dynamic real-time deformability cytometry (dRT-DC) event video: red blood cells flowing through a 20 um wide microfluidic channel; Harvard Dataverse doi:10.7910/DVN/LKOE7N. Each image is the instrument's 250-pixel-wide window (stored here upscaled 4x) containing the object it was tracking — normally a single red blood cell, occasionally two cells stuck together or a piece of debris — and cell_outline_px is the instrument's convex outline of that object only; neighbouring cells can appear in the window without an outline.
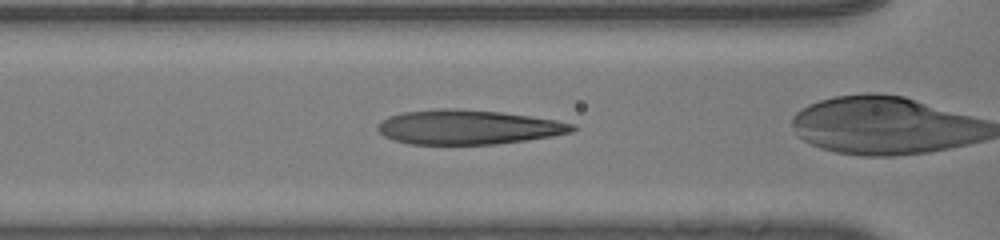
{"species": "human", "species_latin": "Homo sapiens", "temperature_condition": "room temperature", "stored_images_in_passage": 40, "camera_frame_rate_fps": 3000, "um_per_image_px": 0.085, "donor": {"sex": "male"}, "frame": {"image": 1, "passage_image": 20, "time_ms": 6.333, "image_size_px": [1000, 240], "cell_outline_px": [[576, 128], [572, 132], [552, 136], [528, 140], [496, 144], [408, 144], [384, 136], [376, 128], [388, 116], [400, 112], [444, 108], [456, 108], [500, 112], [556, 120], [576, 124]], "centroid_in_image_um": [39.8, 10.8], "position_along_channel_um": 126.8, "area_um2": 39.02}}
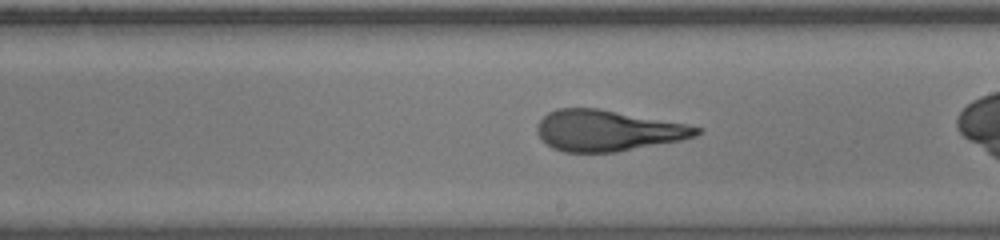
{"frame": {"image": 2, "passage_image": 28, "time_ms": 9.0, "image_size_px": [1000, 240], "cell_outline_px": [[704, 132], [696, 136], [680, 140], [616, 152], [564, 152], [552, 148], [536, 132], [536, 128], [540, 120], [548, 112], [556, 108], [600, 108], [684, 124], [704, 128]], "centroid_in_image_um": [51.65, 11.09], "position_along_channel_um": 237.4, "area_um2": 37.92}}
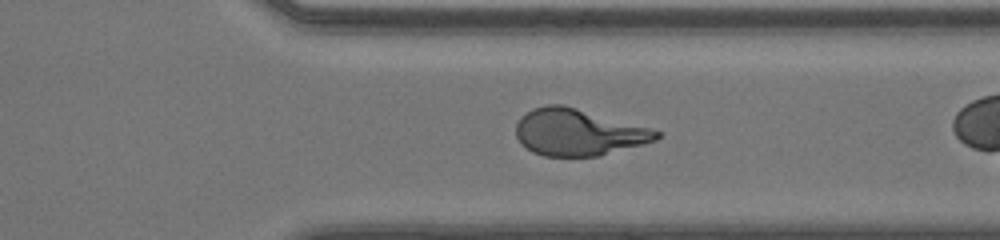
{"frame": {"image": 3, "passage_image": 37, "time_ms": 12.0, "image_size_px": [1000, 240], "cell_outline_px": [[664, 136], [656, 140], [644, 144], [600, 156], [544, 156], [532, 152], [520, 144], [516, 136], [516, 124], [520, 116], [532, 108], [548, 104], [564, 104], [664, 132]], "centroid_in_image_um": [49.15, 11.24], "position_along_channel_um": 362.2, "area_um2": 38.61}}